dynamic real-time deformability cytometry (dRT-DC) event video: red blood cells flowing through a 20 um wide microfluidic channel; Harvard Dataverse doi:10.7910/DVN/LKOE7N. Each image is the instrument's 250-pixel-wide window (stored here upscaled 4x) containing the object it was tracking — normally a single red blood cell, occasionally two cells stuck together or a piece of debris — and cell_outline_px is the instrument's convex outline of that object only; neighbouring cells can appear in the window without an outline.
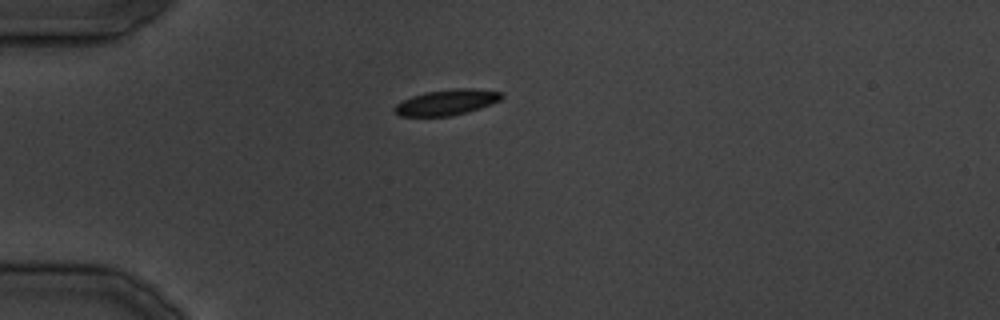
{"species": "common noctule bat (a hibernating species)", "species_latin": "Nyctalus noctula", "temperature_condition": "cold", "stored_images_in_passage": 23, "camera_frame_rate_fps": 3000, "um_per_image_px": 0.085, "animal": {"sex": "male", "body_mass_g": 19.5, "forearm_length_mm": 54.6}, "frame": {"image": 1, "passage_image": 1, "time_ms": 0.0, "image_size_px": [1000, 320], "cell_outline_px": [[504, 96], [500, 100], [480, 108], [468, 112], [448, 116], [400, 116], [392, 112], [392, 108], [400, 100], [424, 92], [452, 88], [472, 88], [504, 92]], "centroid_in_image_um": [37.93, 8.69], "position_along_channel_um": 47.1, "area_um2": 16.3}}
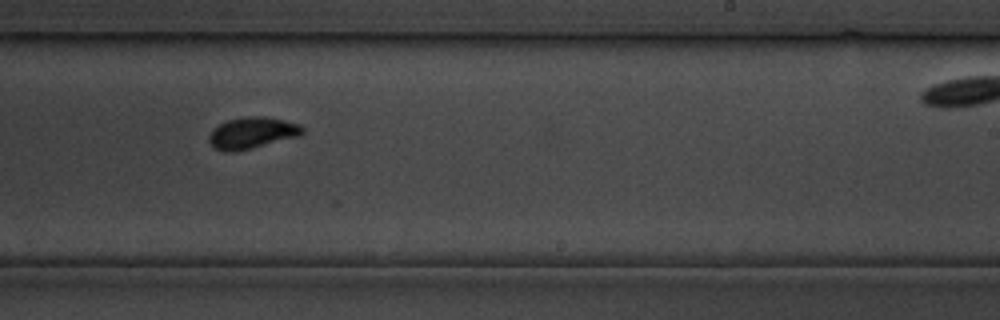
{"frame": {"image": 2, "passage_image": 14, "time_ms": 16.0, "image_size_px": [1000, 320], "cell_outline_px": [[304, 132], [300, 136], [236, 152], [224, 152], [212, 148], [208, 140], [208, 136], [212, 128], [228, 120], [244, 116], [264, 116], [284, 120], [300, 124], [304, 128]], "centroid_in_image_um": [21.4, 11.3], "position_along_channel_um": 267.6, "area_um2": 17.46}}
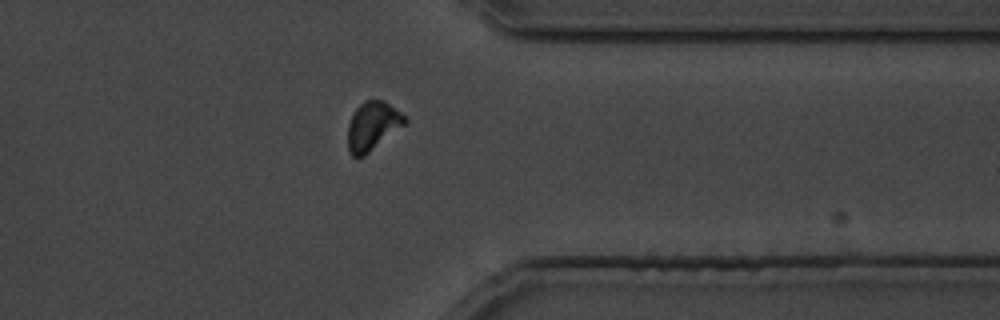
{"frame": {"image": 3, "passage_image": 20, "time_ms": 23.667, "image_size_px": [1000, 320], "cell_outline_px": [[408, 120], [404, 124], [364, 156], [352, 156], [348, 152], [348, 124], [356, 108], [364, 100], [384, 100], [400, 112]], "centroid_in_image_um": [31.64, 10.7], "position_along_channel_um": 379.8, "area_um2": 15.84}}